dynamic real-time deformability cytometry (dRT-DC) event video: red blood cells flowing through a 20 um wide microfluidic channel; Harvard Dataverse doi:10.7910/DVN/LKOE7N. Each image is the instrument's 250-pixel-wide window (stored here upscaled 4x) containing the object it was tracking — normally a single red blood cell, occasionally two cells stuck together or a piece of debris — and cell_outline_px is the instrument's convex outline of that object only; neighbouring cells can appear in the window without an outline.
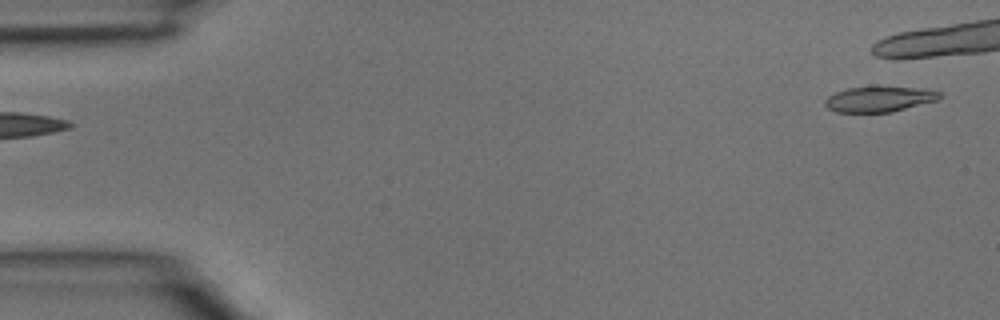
{"species": "common noctule bat (a hibernating species)", "species_latin": "Nyctalus noctula", "temperature_condition": "room temperature", "stored_images_in_passage": 4, "segment_of_instrument_passage": [2, 2], "camera_frame_rate_fps": 3000, "um_per_image_px": 0.085, "animal": {"sex": "male", "body_mass_g": 15.6}, "frame": {"image": 1, "passage_image": 4, "time_ms": 1.0, "image_size_px": [1000, 320], "cell_outline_px": [[940, 96], [936, 100], [892, 112], [836, 112], [828, 108], [824, 104], [824, 100], [828, 96], [836, 92], [848, 88], [872, 84], [924, 88], [940, 92]], "centroid_in_image_um": [74.71, 8.38], "position_along_channel_um": 10.3, "area_um2": 17.57}}